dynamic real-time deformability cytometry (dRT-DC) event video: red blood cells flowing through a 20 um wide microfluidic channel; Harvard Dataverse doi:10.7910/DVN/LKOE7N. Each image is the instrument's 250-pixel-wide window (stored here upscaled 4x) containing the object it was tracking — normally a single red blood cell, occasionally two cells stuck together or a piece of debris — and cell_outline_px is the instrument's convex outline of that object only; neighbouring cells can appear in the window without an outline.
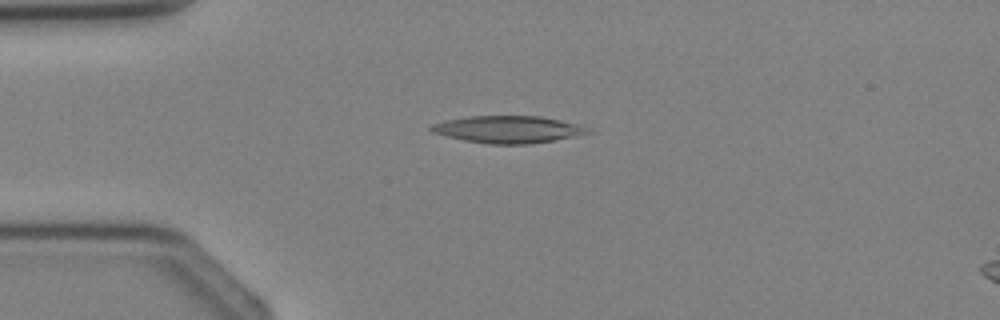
{"species": "Egyptian fruit bat (a non-hibernating species)", "species_latin": "Rousettus aegyptiacus", "temperature_condition": "cold", "stored_images_in_passage": 4, "camera_frame_rate_fps": 3000, "um_per_image_px": 0.085, "animal": {"sex": "female"}, "frame": {"image": 1, "passage_image": 4, "time_ms": 4.333, "image_size_px": [1000, 320], "cell_outline_px": [[592, 132], [552, 140], [528, 144], [488, 144], [464, 140], [444, 136], [432, 132], [428, 128], [432, 124], [444, 120], [468, 116], [540, 116], [560, 120], [592, 128]], "centroid_in_image_um": [43.13, 10.99], "position_along_channel_um": 41.9, "area_um2": 24.74}}